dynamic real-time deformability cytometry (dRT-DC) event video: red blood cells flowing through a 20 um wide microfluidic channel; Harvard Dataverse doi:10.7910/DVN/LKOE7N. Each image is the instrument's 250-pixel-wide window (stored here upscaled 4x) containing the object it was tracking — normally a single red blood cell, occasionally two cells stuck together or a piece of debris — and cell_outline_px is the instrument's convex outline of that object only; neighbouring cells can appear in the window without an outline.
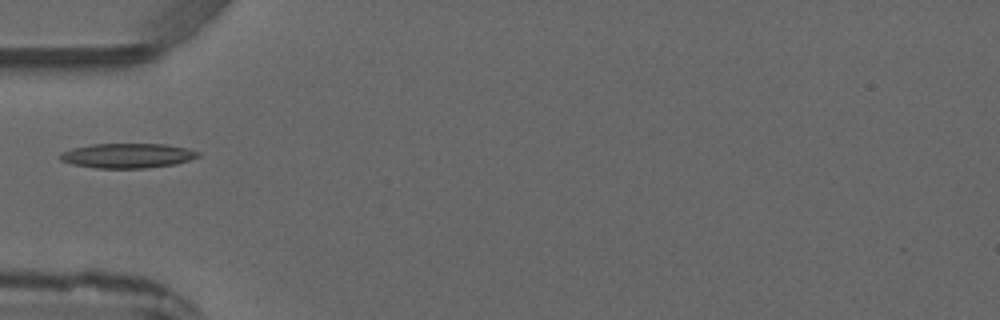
{"species": "common noctule bat (a hibernating species)", "species_latin": "Nyctalus noctula", "temperature_condition": "warm", "stored_images_in_passage": 2, "camera_frame_rate_fps": 3000, "um_per_image_px": 0.085, "animal": {"sex": "male", "forearm_length_mm": 52.5}, "frame": {"image": 1, "passage_image": 2, "time_ms": 1.0, "image_size_px": [1000, 320], "cell_outline_px": [[200, 156], [176, 164], [144, 168], [96, 168], [72, 164], [60, 160], [56, 156], [60, 152], [72, 148], [92, 144], [164, 144], [188, 148], [200, 152]], "centroid_in_image_um": [10.8, 13.23], "position_along_channel_um": 74.2, "area_um2": 20.0}}